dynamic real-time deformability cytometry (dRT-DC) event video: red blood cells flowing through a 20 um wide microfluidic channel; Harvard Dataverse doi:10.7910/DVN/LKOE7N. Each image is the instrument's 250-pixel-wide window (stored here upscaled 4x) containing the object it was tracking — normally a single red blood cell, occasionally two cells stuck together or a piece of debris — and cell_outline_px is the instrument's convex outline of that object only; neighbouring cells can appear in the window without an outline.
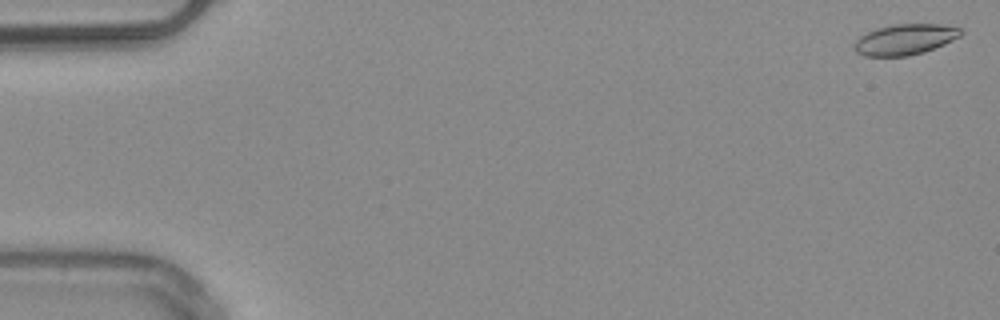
{"species": "common noctule bat (a hibernating species)", "species_latin": "Nyctalus noctula", "temperature_condition": "warm", "stored_images_in_passage": 51, "camera_frame_rate_fps": 3000, "um_per_image_px": 0.085, "animal": {"sex": "male", "body_mass_g": 20.4}, "frame": {"image": 1, "passage_image": 1, "time_ms": 0.0, "image_size_px": [1000, 320], "cell_outline_px": [[964, 32], [960, 36], [944, 44], [924, 52], [908, 56], [864, 56], [856, 52], [852, 48], [856, 40], [860, 36], [876, 28], [892, 24], [944, 24], [960, 28]], "centroid_in_image_um": [76.91, 3.35], "position_along_channel_um": 8.1, "area_um2": 19.19}}
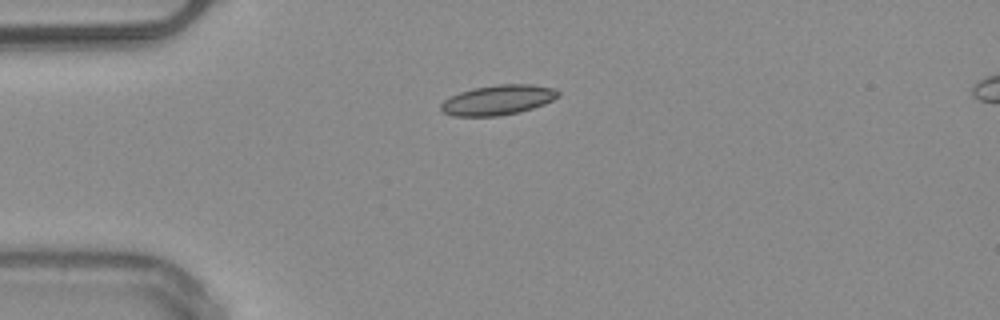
{"frame": {"image": 2, "passage_image": 13, "time_ms": 4.0, "image_size_px": [1000, 320], "cell_outline_px": [[560, 96], [544, 104], [520, 112], [496, 116], [452, 116], [444, 112], [440, 108], [440, 104], [444, 100], [460, 92], [472, 88], [500, 84], [528, 84], [552, 88], [560, 92]], "centroid_in_image_um": [42.32, 8.5], "position_along_channel_um": 42.7, "area_um2": 20.35}}
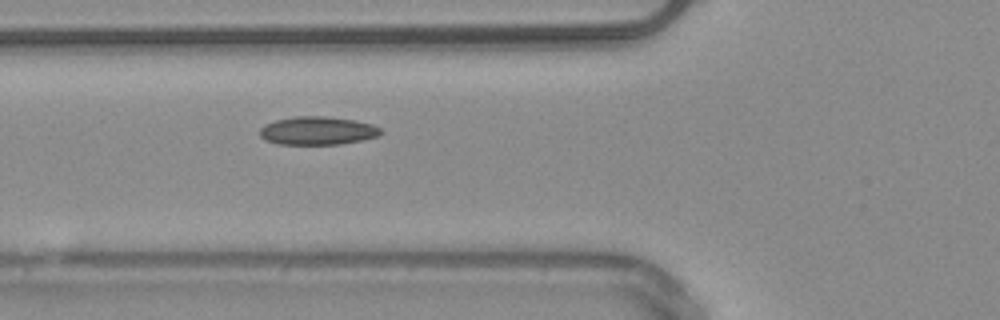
{"frame": {"image": 3, "passage_image": 19, "time_ms": 6.0, "image_size_px": [1000, 320], "cell_outline_px": [[380, 136], [340, 144], [276, 144], [264, 140], [260, 136], [260, 128], [264, 124], [276, 120], [296, 116], [324, 116], [356, 120], [372, 124], [380, 128]], "centroid_in_image_um": [26.96, 11.11], "position_along_channel_um": 98.8, "area_um2": 19.94}, "authors_computed_cell_mechanics": {"area_um2": 18.9584, "velocity_mm_per_s": 3.9916, "shape_relaxation_time_tau1_ms": null, "shape_relaxation_time_tau2_ms": 3.307, "deformation_change_tau1": null, "deformation_change_tau2": 0.0675}}